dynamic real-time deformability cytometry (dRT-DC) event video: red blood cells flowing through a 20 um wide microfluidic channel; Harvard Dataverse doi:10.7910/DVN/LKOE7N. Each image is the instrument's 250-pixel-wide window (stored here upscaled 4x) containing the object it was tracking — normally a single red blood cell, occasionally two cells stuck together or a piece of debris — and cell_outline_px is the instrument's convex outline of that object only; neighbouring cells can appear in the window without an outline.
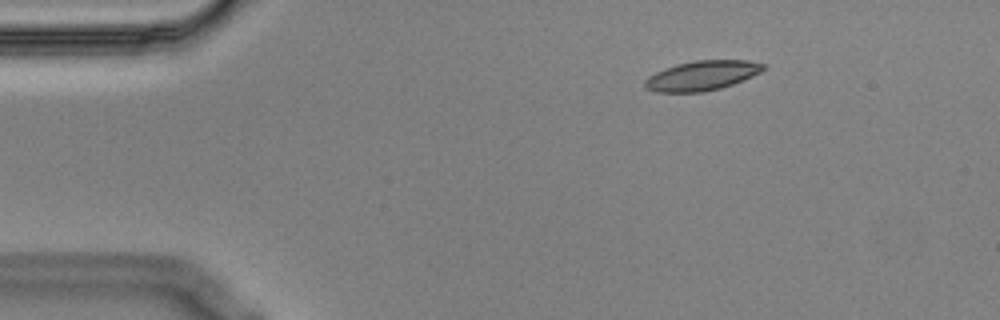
{"species": "Egyptian fruit bat (a non-hibernating species)", "species_latin": "Rousettus aegyptiacus", "temperature_condition": "cold", "stored_images_in_passage": 3, "camera_frame_rate_fps": 3000, "um_per_image_px": 0.085, "animal": {"sex": "male"}, "frame": {"image": 1, "passage_image": 2, "time_ms": 0.333, "image_size_px": [1000, 320], "cell_outline_px": [[764, 68], [760, 72], [752, 76], [732, 84], [720, 88], [704, 92], [656, 92], [644, 88], [644, 80], [648, 76], [664, 68], [676, 64], [696, 60], [748, 60], [764, 64]], "centroid_in_image_um": [59.62, 6.42], "position_along_channel_um": 25.4, "area_um2": 20.46}}